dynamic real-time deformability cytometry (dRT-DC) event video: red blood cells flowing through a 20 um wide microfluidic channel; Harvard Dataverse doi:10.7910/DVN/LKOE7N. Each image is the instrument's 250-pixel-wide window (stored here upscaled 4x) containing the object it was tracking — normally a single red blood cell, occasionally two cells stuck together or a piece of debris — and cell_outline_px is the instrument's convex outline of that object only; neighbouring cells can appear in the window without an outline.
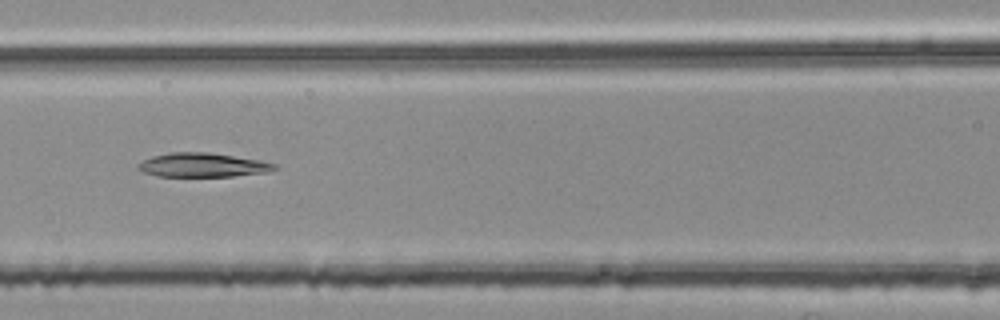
{"species": "common noctule bat (a hibernating species)", "species_latin": "Nyctalus noctula", "temperature_condition": "room temperature", "stored_images_in_passage": 50, "segment_of_instrument_passage": [1, 2], "camera_frame_rate_fps": 3000, "um_per_image_px": 0.085, "animal": {"sex": "female", "body_mass_g": 25.1}, "frame": {"image": 1, "passage_image": 19, "time_ms": 6.0, "image_size_px": [1000, 320], "cell_outline_px": [[280, 168], [268, 172], [232, 176], [156, 176], [144, 172], [136, 168], [136, 164], [152, 156], [172, 152], [208, 152], [260, 160], [276, 164]], "centroid_in_image_um": [17.23, 14.02], "position_along_channel_um": 149.4, "area_um2": 19.13}}
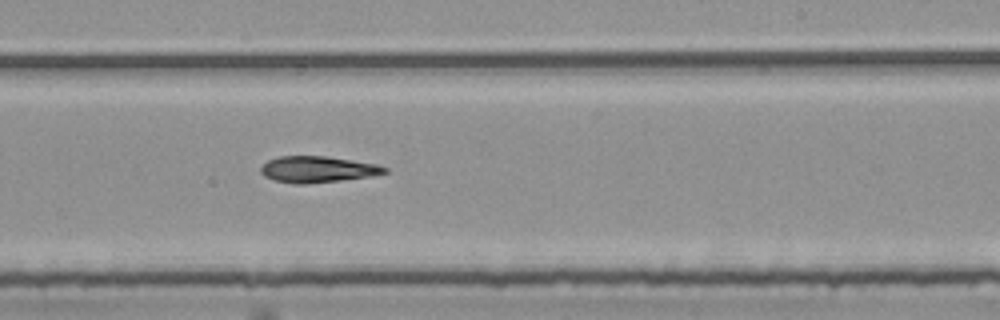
{"frame": {"image": 2, "passage_image": 28, "time_ms": 9.0, "image_size_px": [1000, 320], "cell_outline_px": [[388, 172], [372, 176], [340, 180], [304, 184], [296, 184], [276, 180], [264, 176], [260, 172], [260, 168], [268, 160], [280, 156], [328, 156], [376, 164], [388, 168]], "centroid_in_image_um": [27.0, 14.39], "position_along_channel_um": 262.0, "area_um2": 18.84}}
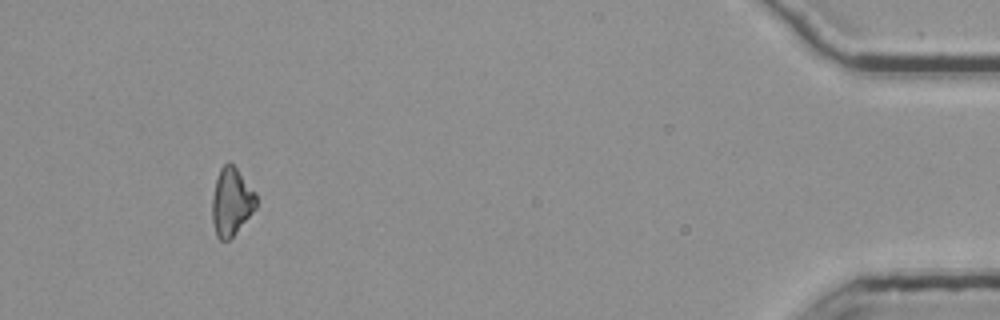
{"frame": {"image": 3, "passage_image": 46, "time_ms": 15.0, "image_size_px": [1000, 320], "cell_outline_px": [[256, 208], [236, 232], [228, 240], [220, 240], [216, 236], [212, 220], [212, 200], [216, 180], [220, 168], [224, 164], [232, 164], [236, 168], [256, 192]], "centroid_in_image_um": [19.67, 17.17], "position_along_channel_um": 415.5, "area_um2": 17.17}}